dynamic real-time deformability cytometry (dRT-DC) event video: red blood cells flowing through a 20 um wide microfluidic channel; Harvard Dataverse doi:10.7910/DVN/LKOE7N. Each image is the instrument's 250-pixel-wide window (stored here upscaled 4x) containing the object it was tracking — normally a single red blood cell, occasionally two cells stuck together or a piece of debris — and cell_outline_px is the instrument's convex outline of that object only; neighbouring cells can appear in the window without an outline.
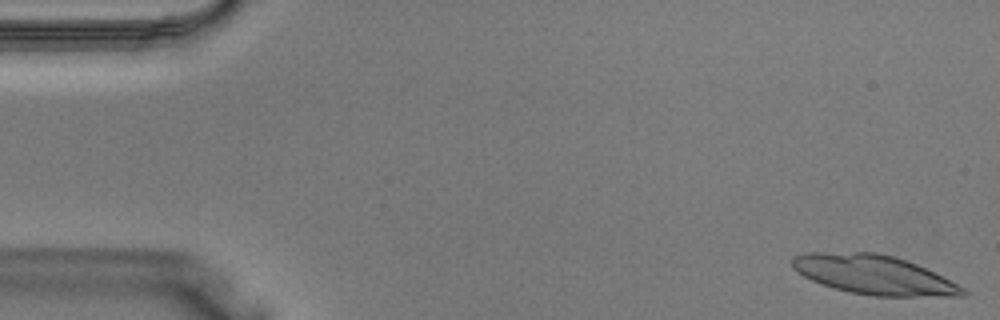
{"species": "Egyptian fruit bat (a non-hibernating species)", "species_latin": "Rousettus aegyptiacus", "temperature_condition": "warm", "stored_images_in_passage": 9, "camera_frame_rate_fps": 3000, "um_per_image_px": 0.085, "animal": {"sex": "male"}, "frame": {"image": 1, "passage_image": 1, "time_ms": 0.0, "image_size_px": [1000, 320], "cell_outline_px": [[968, 292], [964, 296], [872, 296], [848, 292], [812, 280], [796, 272], [792, 268], [792, 256], [808, 252], [876, 252], [892, 256], [916, 264], [964, 288]], "centroid_in_image_um": [74.22, 23.35], "position_along_channel_um": 10.8, "area_um2": 38.61}}